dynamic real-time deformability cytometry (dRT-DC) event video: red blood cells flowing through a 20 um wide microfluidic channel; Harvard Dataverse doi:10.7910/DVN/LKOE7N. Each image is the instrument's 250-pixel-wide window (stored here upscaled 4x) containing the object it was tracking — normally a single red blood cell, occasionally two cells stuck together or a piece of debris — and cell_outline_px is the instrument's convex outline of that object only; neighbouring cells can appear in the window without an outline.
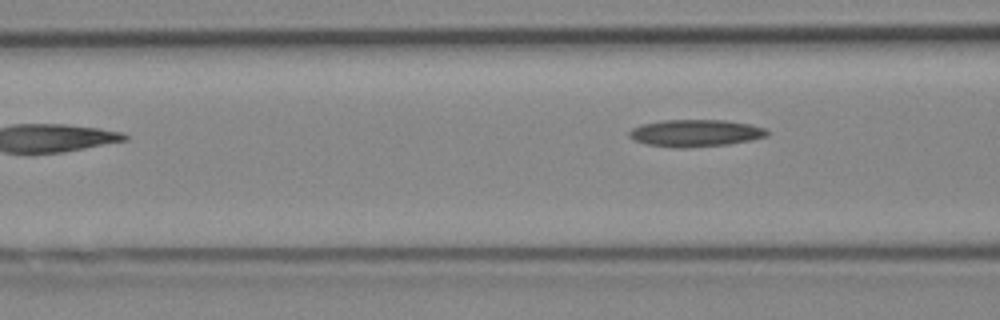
{"species": "Egyptian fruit bat (a non-hibernating species)", "species_latin": "Rousettus aegyptiacus", "temperature_condition": "cold", "stored_images_in_passage": 5, "camera_frame_rate_fps": 3000, "um_per_image_px": 0.085, "animal": {"sex": "female"}, "frame": {"image": 1, "passage_image": 5, "time_ms": 1.333, "image_size_px": [1000, 320], "cell_outline_px": [[768, 136], [752, 140], [728, 144], [688, 148], [672, 148], [648, 144], [632, 140], [628, 136], [628, 132], [632, 128], [640, 124], [664, 120], [724, 120], [752, 124], [768, 128]], "centroid_in_image_um": [59.12, 11.31], "position_along_channel_um": 107.5, "area_um2": 22.14}}